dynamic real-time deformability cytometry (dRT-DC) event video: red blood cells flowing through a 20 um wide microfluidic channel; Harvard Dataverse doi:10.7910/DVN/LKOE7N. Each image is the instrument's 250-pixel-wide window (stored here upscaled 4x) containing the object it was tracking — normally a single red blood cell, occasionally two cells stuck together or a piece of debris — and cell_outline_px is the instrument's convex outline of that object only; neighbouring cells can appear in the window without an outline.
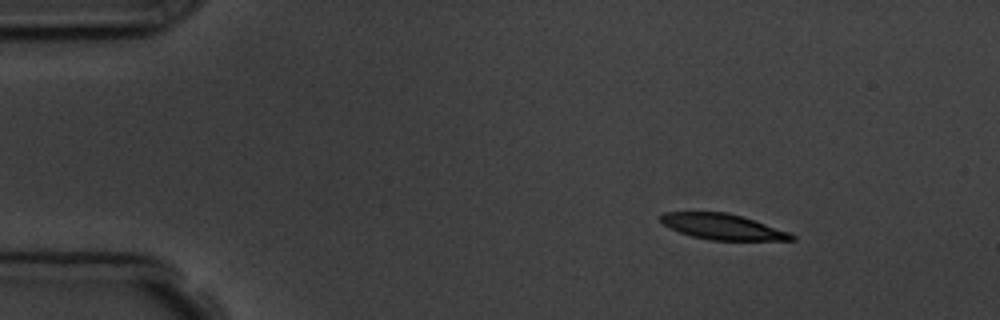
{"species": "common noctule bat (a hibernating species)", "species_latin": "Nyctalus noctula", "temperature_condition": "room temperature", "stored_images_in_passage": 3, "camera_frame_rate_fps": 3000, "um_per_image_px": 0.085, "animal": {"sex": "male", "body_mass_g": 19.5, "forearm_length_mm": 54.6}, "frame": {"image": 1, "passage_image": 1, "time_ms": 0.0, "image_size_px": [1000, 320], "cell_outline_px": [[796, 240], [712, 240], [692, 236], [680, 232], [664, 224], [660, 220], [660, 216], [664, 212], [728, 212], [788, 232], [796, 236]], "centroid_in_image_um": [61.4, 19.27], "position_along_channel_um": 23.6, "area_um2": 19.13}}